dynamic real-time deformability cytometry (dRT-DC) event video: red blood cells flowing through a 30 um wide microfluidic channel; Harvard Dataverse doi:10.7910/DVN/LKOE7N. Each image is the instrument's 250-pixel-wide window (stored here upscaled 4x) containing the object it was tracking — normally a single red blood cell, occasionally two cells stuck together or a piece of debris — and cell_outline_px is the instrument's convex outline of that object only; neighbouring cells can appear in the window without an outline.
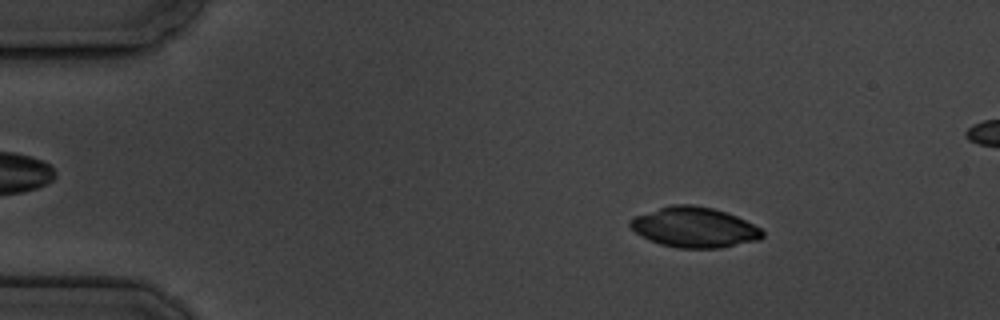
{"species": "common noctule bat (a hibernating species)", "species_latin": "Nyctalus noctula", "temperature_condition": "cold", "stored_images_in_passage": 5, "segment_of_instrument_passage": [1, 2], "camera_frame_rate_fps": 3000, "um_per_image_px": 0.085, "animal": {"sex": "male", "body_mass_g": 19.5, "forearm_length_mm": 54.6}, "frame": {"image": 1, "passage_image": 2, "time_ms": 1.0, "image_size_px": [1000, 320], "cell_outline_px": [[764, 236], [760, 240], [720, 248], [676, 248], [660, 244], [648, 240], [636, 232], [628, 224], [628, 220], [636, 216], [672, 204], [692, 204], [712, 208], [736, 216], [760, 228], [764, 232]], "centroid_in_image_um": [59.02, 19.33], "position_along_channel_um": 26.0, "area_um2": 30.92}}